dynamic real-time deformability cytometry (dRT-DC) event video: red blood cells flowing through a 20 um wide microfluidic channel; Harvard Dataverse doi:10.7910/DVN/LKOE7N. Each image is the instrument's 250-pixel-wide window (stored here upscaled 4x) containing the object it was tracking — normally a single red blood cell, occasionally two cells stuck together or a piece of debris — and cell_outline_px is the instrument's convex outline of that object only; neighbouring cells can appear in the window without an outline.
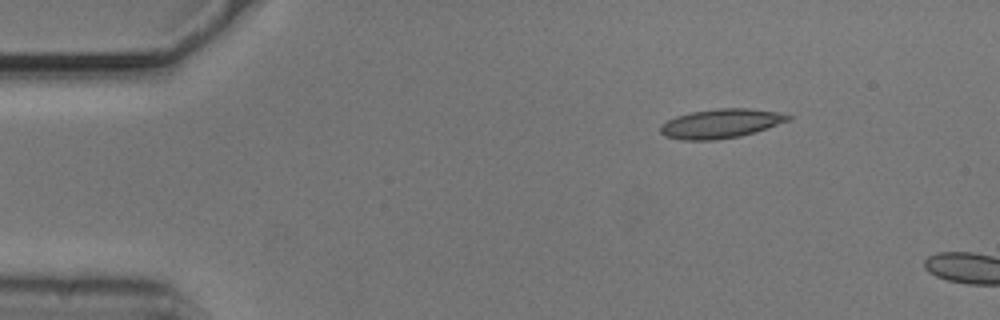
{"species": "common noctule bat (a hibernating species)", "species_latin": "Nyctalus noctula", "temperature_condition": "cold", "stored_images_in_passage": 4, "camera_frame_rate_fps": 3000, "um_per_image_px": 0.085, "animal": {"sex": "male", "body_mass_g": 20.5, "forearm_length_mm": 52.5}, "frame": {"image": 1, "passage_image": 1, "time_ms": 0.0, "image_size_px": [1000, 320], "cell_outline_px": [[792, 120], [740, 136], [716, 140], [680, 140], [664, 136], [660, 132], [660, 128], [668, 120], [676, 116], [692, 112], [716, 108], [748, 108], [776, 112], [792, 116]], "centroid_in_image_um": [61.26, 10.5], "position_along_channel_um": 23.7, "area_um2": 21.62}}